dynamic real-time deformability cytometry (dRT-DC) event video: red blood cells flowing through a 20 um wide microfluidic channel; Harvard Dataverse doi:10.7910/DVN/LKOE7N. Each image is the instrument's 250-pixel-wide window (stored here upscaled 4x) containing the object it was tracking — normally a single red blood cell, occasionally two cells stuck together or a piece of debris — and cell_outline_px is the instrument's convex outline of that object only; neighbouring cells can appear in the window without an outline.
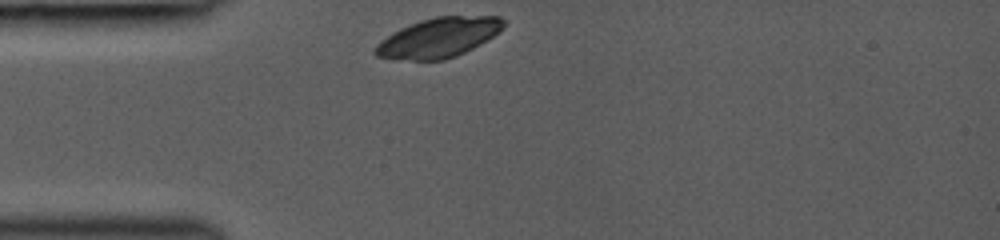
{"species": "common noctule bat (a hibernating species)", "species_latin": "Nyctalus noctula", "temperature_condition": "room temperature", "stored_images_in_passage": 4, "camera_frame_rate_fps": 3000, "um_per_image_px": 0.085, "animal": {"sex": "female", "body_mass_g": 19.0, "forearm_length_mm": 53.3}, "frame": {"image": 1, "passage_image": 1, "time_ms": 0.0, "image_size_px": [1000, 240], "cell_outline_px": [[504, 28], [500, 32], [480, 44], [456, 56], [444, 60], [396, 60], [376, 56], [372, 52], [372, 48], [380, 40], [392, 32], [400, 28], [420, 20], [436, 16], [500, 16], [504, 20]], "centroid_in_image_um": [37.24, 3.2], "position_along_channel_um": 47.8, "area_um2": 29.94}}
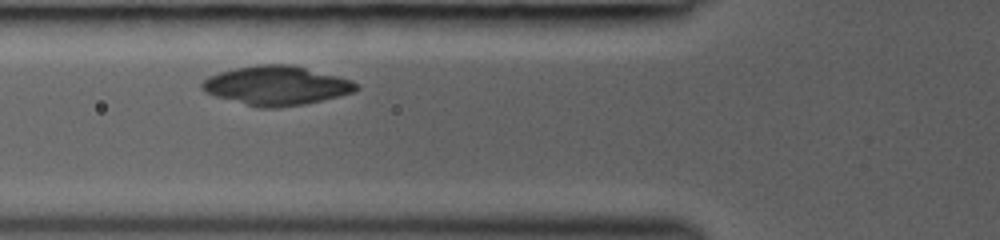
{"frame": {"image": 2, "passage_image": 3, "time_ms": 1.667, "image_size_px": [1000, 240], "cell_outline_px": [[360, 88], [352, 92], [340, 96], [304, 104], [276, 108], [260, 108], [216, 96], [204, 92], [200, 88], [200, 84], [208, 76], [220, 72], [236, 68], [256, 64], [292, 64], [352, 80]], "centroid_in_image_um": [23.48, 7.27], "position_along_channel_um": 102.3, "area_um2": 35.08}}